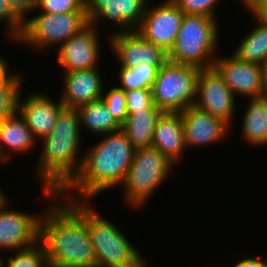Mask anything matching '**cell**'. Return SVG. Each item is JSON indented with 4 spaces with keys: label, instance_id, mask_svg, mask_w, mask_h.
Wrapping results in <instances>:
<instances>
[{
    "label": "cell",
    "instance_id": "cell-1",
    "mask_svg": "<svg viewBox=\"0 0 267 267\" xmlns=\"http://www.w3.org/2000/svg\"><path fill=\"white\" fill-rule=\"evenodd\" d=\"M53 206L40 218L39 241L49 267H97L87 227V203L77 198ZM86 203V205H85Z\"/></svg>",
    "mask_w": 267,
    "mask_h": 267
},
{
    "label": "cell",
    "instance_id": "cell-2",
    "mask_svg": "<svg viewBox=\"0 0 267 267\" xmlns=\"http://www.w3.org/2000/svg\"><path fill=\"white\" fill-rule=\"evenodd\" d=\"M135 150L122 129L105 134L86 152L78 174L60 193L73 189L80 195L79 201H84L119 183L123 184Z\"/></svg>",
    "mask_w": 267,
    "mask_h": 267
},
{
    "label": "cell",
    "instance_id": "cell-3",
    "mask_svg": "<svg viewBox=\"0 0 267 267\" xmlns=\"http://www.w3.org/2000/svg\"><path fill=\"white\" fill-rule=\"evenodd\" d=\"M80 126L77 109L64 107L52 132L42 138L38 175L43 181L44 194L50 199L57 198L81 168L83 158L75 163L80 146Z\"/></svg>",
    "mask_w": 267,
    "mask_h": 267
},
{
    "label": "cell",
    "instance_id": "cell-4",
    "mask_svg": "<svg viewBox=\"0 0 267 267\" xmlns=\"http://www.w3.org/2000/svg\"><path fill=\"white\" fill-rule=\"evenodd\" d=\"M216 21L214 17L185 14L168 60L200 69L213 67L219 29Z\"/></svg>",
    "mask_w": 267,
    "mask_h": 267
},
{
    "label": "cell",
    "instance_id": "cell-5",
    "mask_svg": "<svg viewBox=\"0 0 267 267\" xmlns=\"http://www.w3.org/2000/svg\"><path fill=\"white\" fill-rule=\"evenodd\" d=\"M200 68L167 60L151 88L154 105L163 112H181L195 104Z\"/></svg>",
    "mask_w": 267,
    "mask_h": 267
},
{
    "label": "cell",
    "instance_id": "cell-6",
    "mask_svg": "<svg viewBox=\"0 0 267 267\" xmlns=\"http://www.w3.org/2000/svg\"><path fill=\"white\" fill-rule=\"evenodd\" d=\"M87 227L97 267H145V261L122 232L87 206Z\"/></svg>",
    "mask_w": 267,
    "mask_h": 267
},
{
    "label": "cell",
    "instance_id": "cell-7",
    "mask_svg": "<svg viewBox=\"0 0 267 267\" xmlns=\"http://www.w3.org/2000/svg\"><path fill=\"white\" fill-rule=\"evenodd\" d=\"M172 165L166 156L153 147L136 149L122 184L127 202L140 208L153 191L160 187L172 170Z\"/></svg>",
    "mask_w": 267,
    "mask_h": 267
},
{
    "label": "cell",
    "instance_id": "cell-8",
    "mask_svg": "<svg viewBox=\"0 0 267 267\" xmlns=\"http://www.w3.org/2000/svg\"><path fill=\"white\" fill-rule=\"evenodd\" d=\"M88 23L84 12H40V15L24 21L22 33L17 40L39 50L50 45L52 47L53 44L60 47Z\"/></svg>",
    "mask_w": 267,
    "mask_h": 267
},
{
    "label": "cell",
    "instance_id": "cell-9",
    "mask_svg": "<svg viewBox=\"0 0 267 267\" xmlns=\"http://www.w3.org/2000/svg\"><path fill=\"white\" fill-rule=\"evenodd\" d=\"M148 5L147 3L141 24L135 31L169 52L175 43L185 13L173 0H165L150 9Z\"/></svg>",
    "mask_w": 267,
    "mask_h": 267
},
{
    "label": "cell",
    "instance_id": "cell-10",
    "mask_svg": "<svg viewBox=\"0 0 267 267\" xmlns=\"http://www.w3.org/2000/svg\"><path fill=\"white\" fill-rule=\"evenodd\" d=\"M200 97V98H199ZM235 94L214 68L201 69L197 78L195 106L221 118L230 126L235 107Z\"/></svg>",
    "mask_w": 267,
    "mask_h": 267
},
{
    "label": "cell",
    "instance_id": "cell-11",
    "mask_svg": "<svg viewBox=\"0 0 267 267\" xmlns=\"http://www.w3.org/2000/svg\"><path fill=\"white\" fill-rule=\"evenodd\" d=\"M109 42L121 67H136L144 62L149 65H163L168 60V52L144 39L135 30L116 32L111 35Z\"/></svg>",
    "mask_w": 267,
    "mask_h": 267
},
{
    "label": "cell",
    "instance_id": "cell-12",
    "mask_svg": "<svg viewBox=\"0 0 267 267\" xmlns=\"http://www.w3.org/2000/svg\"><path fill=\"white\" fill-rule=\"evenodd\" d=\"M95 28V25L88 23L58 48V65L64 71L96 68L100 46Z\"/></svg>",
    "mask_w": 267,
    "mask_h": 267
},
{
    "label": "cell",
    "instance_id": "cell-13",
    "mask_svg": "<svg viewBox=\"0 0 267 267\" xmlns=\"http://www.w3.org/2000/svg\"><path fill=\"white\" fill-rule=\"evenodd\" d=\"M213 67L236 96L240 94L249 98L261 97L262 80L259 64L241 60L232 54L228 58H216Z\"/></svg>",
    "mask_w": 267,
    "mask_h": 267
},
{
    "label": "cell",
    "instance_id": "cell-14",
    "mask_svg": "<svg viewBox=\"0 0 267 267\" xmlns=\"http://www.w3.org/2000/svg\"><path fill=\"white\" fill-rule=\"evenodd\" d=\"M0 208V249H24L39 241L40 217Z\"/></svg>",
    "mask_w": 267,
    "mask_h": 267
},
{
    "label": "cell",
    "instance_id": "cell-15",
    "mask_svg": "<svg viewBox=\"0 0 267 267\" xmlns=\"http://www.w3.org/2000/svg\"><path fill=\"white\" fill-rule=\"evenodd\" d=\"M184 126L185 146H203L226 137L229 125L221 118L192 105L180 112Z\"/></svg>",
    "mask_w": 267,
    "mask_h": 267
},
{
    "label": "cell",
    "instance_id": "cell-16",
    "mask_svg": "<svg viewBox=\"0 0 267 267\" xmlns=\"http://www.w3.org/2000/svg\"><path fill=\"white\" fill-rule=\"evenodd\" d=\"M21 102L18 99L17 112L24 118L35 137L41 139L54 129L60 111L65 107L59 100L52 101L44 94H33Z\"/></svg>",
    "mask_w": 267,
    "mask_h": 267
},
{
    "label": "cell",
    "instance_id": "cell-17",
    "mask_svg": "<svg viewBox=\"0 0 267 267\" xmlns=\"http://www.w3.org/2000/svg\"><path fill=\"white\" fill-rule=\"evenodd\" d=\"M63 74L65 87L60 100L66 108H77L103 96L104 84L96 68L64 71Z\"/></svg>",
    "mask_w": 267,
    "mask_h": 267
},
{
    "label": "cell",
    "instance_id": "cell-18",
    "mask_svg": "<svg viewBox=\"0 0 267 267\" xmlns=\"http://www.w3.org/2000/svg\"><path fill=\"white\" fill-rule=\"evenodd\" d=\"M152 147L173 164L184 151L185 136L180 112H163L154 127Z\"/></svg>",
    "mask_w": 267,
    "mask_h": 267
},
{
    "label": "cell",
    "instance_id": "cell-19",
    "mask_svg": "<svg viewBox=\"0 0 267 267\" xmlns=\"http://www.w3.org/2000/svg\"><path fill=\"white\" fill-rule=\"evenodd\" d=\"M148 2L149 0H106L105 7L89 23L94 25L103 17L117 23L120 28L118 32L134 31L141 24Z\"/></svg>",
    "mask_w": 267,
    "mask_h": 267
},
{
    "label": "cell",
    "instance_id": "cell-20",
    "mask_svg": "<svg viewBox=\"0 0 267 267\" xmlns=\"http://www.w3.org/2000/svg\"><path fill=\"white\" fill-rule=\"evenodd\" d=\"M19 117H18V116ZM35 135L17 111L0 122V162L9 159L6 151L25 152L35 145ZM34 143V144H33ZM5 145V146H4ZM7 146V148H6ZM8 158V159H7Z\"/></svg>",
    "mask_w": 267,
    "mask_h": 267
},
{
    "label": "cell",
    "instance_id": "cell-21",
    "mask_svg": "<svg viewBox=\"0 0 267 267\" xmlns=\"http://www.w3.org/2000/svg\"><path fill=\"white\" fill-rule=\"evenodd\" d=\"M162 113L160 108H143L127 114L122 130L135 149L152 147L154 127Z\"/></svg>",
    "mask_w": 267,
    "mask_h": 267
},
{
    "label": "cell",
    "instance_id": "cell-22",
    "mask_svg": "<svg viewBox=\"0 0 267 267\" xmlns=\"http://www.w3.org/2000/svg\"><path fill=\"white\" fill-rule=\"evenodd\" d=\"M81 126H85L94 133L105 134L122 129V125L109 112L101 99L80 105L76 108Z\"/></svg>",
    "mask_w": 267,
    "mask_h": 267
},
{
    "label": "cell",
    "instance_id": "cell-23",
    "mask_svg": "<svg viewBox=\"0 0 267 267\" xmlns=\"http://www.w3.org/2000/svg\"><path fill=\"white\" fill-rule=\"evenodd\" d=\"M243 121V136L250 144H267V98L249 99Z\"/></svg>",
    "mask_w": 267,
    "mask_h": 267
},
{
    "label": "cell",
    "instance_id": "cell-24",
    "mask_svg": "<svg viewBox=\"0 0 267 267\" xmlns=\"http://www.w3.org/2000/svg\"><path fill=\"white\" fill-rule=\"evenodd\" d=\"M257 21L259 25L251 30L233 54L241 60L260 65L267 59V24Z\"/></svg>",
    "mask_w": 267,
    "mask_h": 267
},
{
    "label": "cell",
    "instance_id": "cell-25",
    "mask_svg": "<svg viewBox=\"0 0 267 267\" xmlns=\"http://www.w3.org/2000/svg\"><path fill=\"white\" fill-rule=\"evenodd\" d=\"M161 66L149 65L144 62L136 67H121L119 75L122 86L119 88L124 91L141 88L151 89Z\"/></svg>",
    "mask_w": 267,
    "mask_h": 267
},
{
    "label": "cell",
    "instance_id": "cell-26",
    "mask_svg": "<svg viewBox=\"0 0 267 267\" xmlns=\"http://www.w3.org/2000/svg\"><path fill=\"white\" fill-rule=\"evenodd\" d=\"M36 244L16 251L14 257H9L7 264L3 267H49L43 244L38 241Z\"/></svg>",
    "mask_w": 267,
    "mask_h": 267
},
{
    "label": "cell",
    "instance_id": "cell-27",
    "mask_svg": "<svg viewBox=\"0 0 267 267\" xmlns=\"http://www.w3.org/2000/svg\"><path fill=\"white\" fill-rule=\"evenodd\" d=\"M112 116L122 125L127 118L126 94L123 89L113 87L101 97Z\"/></svg>",
    "mask_w": 267,
    "mask_h": 267
},
{
    "label": "cell",
    "instance_id": "cell-28",
    "mask_svg": "<svg viewBox=\"0 0 267 267\" xmlns=\"http://www.w3.org/2000/svg\"><path fill=\"white\" fill-rule=\"evenodd\" d=\"M35 9L55 14L84 12V0H35Z\"/></svg>",
    "mask_w": 267,
    "mask_h": 267
},
{
    "label": "cell",
    "instance_id": "cell-29",
    "mask_svg": "<svg viewBox=\"0 0 267 267\" xmlns=\"http://www.w3.org/2000/svg\"><path fill=\"white\" fill-rule=\"evenodd\" d=\"M127 113L143 108H158L154 105L151 89H133L125 91Z\"/></svg>",
    "mask_w": 267,
    "mask_h": 267
},
{
    "label": "cell",
    "instance_id": "cell-30",
    "mask_svg": "<svg viewBox=\"0 0 267 267\" xmlns=\"http://www.w3.org/2000/svg\"><path fill=\"white\" fill-rule=\"evenodd\" d=\"M185 14L204 15L216 18L215 4L220 0H173Z\"/></svg>",
    "mask_w": 267,
    "mask_h": 267
},
{
    "label": "cell",
    "instance_id": "cell-31",
    "mask_svg": "<svg viewBox=\"0 0 267 267\" xmlns=\"http://www.w3.org/2000/svg\"><path fill=\"white\" fill-rule=\"evenodd\" d=\"M20 87H0V120L12 116L17 111Z\"/></svg>",
    "mask_w": 267,
    "mask_h": 267
},
{
    "label": "cell",
    "instance_id": "cell-32",
    "mask_svg": "<svg viewBox=\"0 0 267 267\" xmlns=\"http://www.w3.org/2000/svg\"><path fill=\"white\" fill-rule=\"evenodd\" d=\"M0 21H6L10 37L17 40L22 33L24 21L12 10L8 0H0Z\"/></svg>",
    "mask_w": 267,
    "mask_h": 267
},
{
    "label": "cell",
    "instance_id": "cell-33",
    "mask_svg": "<svg viewBox=\"0 0 267 267\" xmlns=\"http://www.w3.org/2000/svg\"><path fill=\"white\" fill-rule=\"evenodd\" d=\"M7 63L0 57V87H21V77L18 74L9 75Z\"/></svg>",
    "mask_w": 267,
    "mask_h": 267
},
{
    "label": "cell",
    "instance_id": "cell-34",
    "mask_svg": "<svg viewBox=\"0 0 267 267\" xmlns=\"http://www.w3.org/2000/svg\"><path fill=\"white\" fill-rule=\"evenodd\" d=\"M12 10L23 20H26L25 14L35 10V0H8Z\"/></svg>",
    "mask_w": 267,
    "mask_h": 267
},
{
    "label": "cell",
    "instance_id": "cell-35",
    "mask_svg": "<svg viewBox=\"0 0 267 267\" xmlns=\"http://www.w3.org/2000/svg\"><path fill=\"white\" fill-rule=\"evenodd\" d=\"M106 0H84V13L88 22L105 7Z\"/></svg>",
    "mask_w": 267,
    "mask_h": 267
},
{
    "label": "cell",
    "instance_id": "cell-36",
    "mask_svg": "<svg viewBox=\"0 0 267 267\" xmlns=\"http://www.w3.org/2000/svg\"><path fill=\"white\" fill-rule=\"evenodd\" d=\"M248 10L257 20L267 24V0H257Z\"/></svg>",
    "mask_w": 267,
    "mask_h": 267
},
{
    "label": "cell",
    "instance_id": "cell-37",
    "mask_svg": "<svg viewBox=\"0 0 267 267\" xmlns=\"http://www.w3.org/2000/svg\"><path fill=\"white\" fill-rule=\"evenodd\" d=\"M235 267H267V264L256 258H245L235 265Z\"/></svg>",
    "mask_w": 267,
    "mask_h": 267
},
{
    "label": "cell",
    "instance_id": "cell-38",
    "mask_svg": "<svg viewBox=\"0 0 267 267\" xmlns=\"http://www.w3.org/2000/svg\"><path fill=\"white\" fill-rule=\"evenodd\" d=\"M261 80H262V95L261 97L267 98V59L260 64Z\"/></svg>",
    "mask_w": 267,
    "mask_h": 267
},
{
    "label": "cell",
    "instance_id": "cell-39",
    "mask_svg": "<svg viewBox=\"0 0 267 267\" xmlns=\"http://www.w3.org/2000/svg\"><path fill=\"white\" fill-rule=\"evenodd\" d=\"M7 202V199H5V196L2 194V191H0V208Z\"/></svg>",
    "mask_w": 267,
    "mask_h": 267
},
{
    "label": "cell",
    "instance_id": "cell-40",
    "mask_svg": "<svg viewBox=\"0 0 267 267\" xmlns=\"http://www.w3.org/2000/svg\"><path fill=\"white\" fill-rule=\"evenodd\" d=\"M257 0H245V7L249 9Z\"/></svg>",
    "mask_w": 267,
    "mask_h": 267
},
{
    "label": "cell",
    "instance_id": "cell-41",
    "mask_svg": "<svg viewBox=\"0 0 267 267\" xmlns=\"http://www.w3.org/2000/svg\"><path fill=\"white\" fill-rule=\"evenodd\" d=\"M3 266H4V264L2 263V260L0 258V267H3Z\"/></svg>",
    "mask_w": 267,
    "mask_h": 267
}]
</instances>
